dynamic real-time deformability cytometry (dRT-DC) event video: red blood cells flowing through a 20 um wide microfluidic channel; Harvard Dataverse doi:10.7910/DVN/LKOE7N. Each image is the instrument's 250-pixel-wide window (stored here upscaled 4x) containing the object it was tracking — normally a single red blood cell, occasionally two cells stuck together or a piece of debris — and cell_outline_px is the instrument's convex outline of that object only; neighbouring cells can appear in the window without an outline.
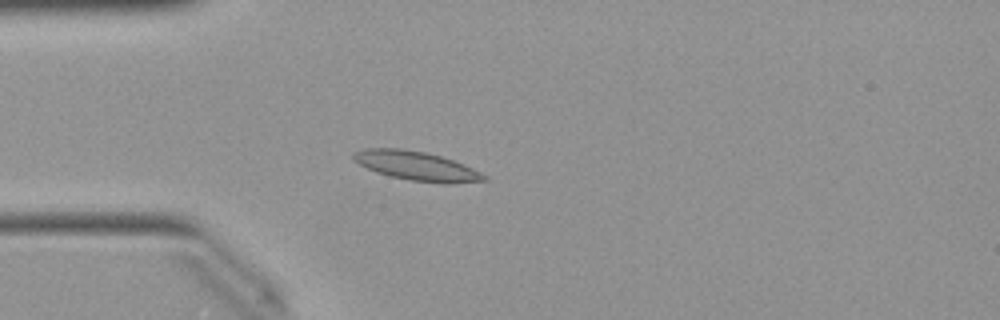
{"species": "Egyptian fruit bat (a non-hibernating species)", "species_latin": "Rousettus aegyptiacus", "temperature_condition": "warm", "stored_images_in_passage": 40, "camera_frame_rate_fps": 3000, "um_per_image_px": 0.085, "animal": {"sex": "female"}, "frame": {"image": 1, "passage_image": 3, "time_ms": 0.667, "image_size_px": [1000, 320], "cell_outline_px": [[488, 180], [448, 184], [444, 184], [408, 180], [376, 172], [352, 160], [352, 152], [364, 148], [400, 148], [424, 152], [440, 156], [464, 164], [488, 176]], "centroid_in_image_um": [35.4, 14.1], "position_along_channel_um": 49.6, "area_um2": 22.2}}
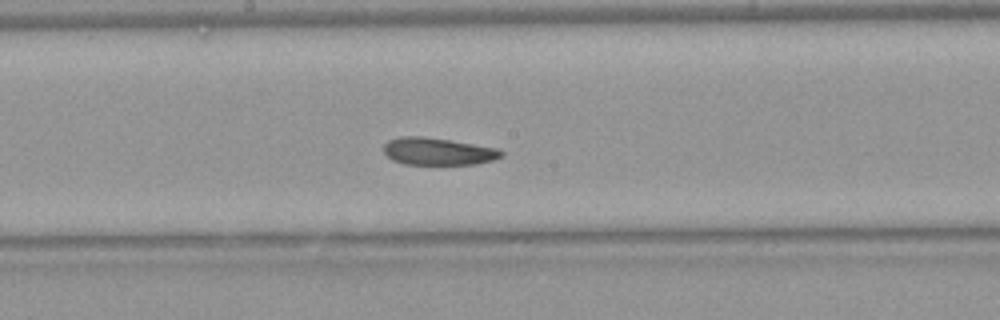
{"frame": {"image": 2, "passage_image": 16, "time_ms": 5.0, "image_size_px": [1000, 320], "cell_outline_px": [[504, 156], [496, 160], [476, 164], [404, 164], [392, 160], [384, 152], [384, 144], [388, 140], [400, 136], [420, 136], [448, 140], [496, 148], [504, 152]], "centroid_in_image_um": [37.23, 12.88], "position_along_channel_um": 211.0, "area_um2": 18.67}}
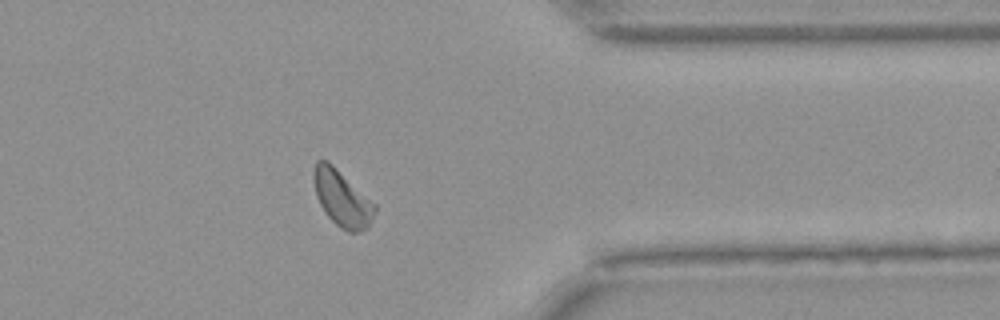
{"frame": {"image": 3, "passage_image": 30, "time_ms": 9.667, "image_size_px": [1000, 320], "cell_outline_px": [[376, 212], [368, 228], [360, 232], [348, 232], [340, 228], [324, 212], [316, 196], [312, 176], [312, 172], [316, 160], [328, 160], [376, 204]], "centroid_in_image_um": [29.07, 16.86], "position_along_channel_um": 382.3, "area_um2": 20.23}, "authors_computed_cell_mechanics": {"area_um2": 19.5364, "velocity_mm_per_s": 3.9762, "shape_relaxation_time_tau1_ms": 9.2533, "shape_relaxation_time_tau2_ms": 2.6223, "deformation_change_tau1": 0.1552, "deformation_change_tau2": 0.084}}